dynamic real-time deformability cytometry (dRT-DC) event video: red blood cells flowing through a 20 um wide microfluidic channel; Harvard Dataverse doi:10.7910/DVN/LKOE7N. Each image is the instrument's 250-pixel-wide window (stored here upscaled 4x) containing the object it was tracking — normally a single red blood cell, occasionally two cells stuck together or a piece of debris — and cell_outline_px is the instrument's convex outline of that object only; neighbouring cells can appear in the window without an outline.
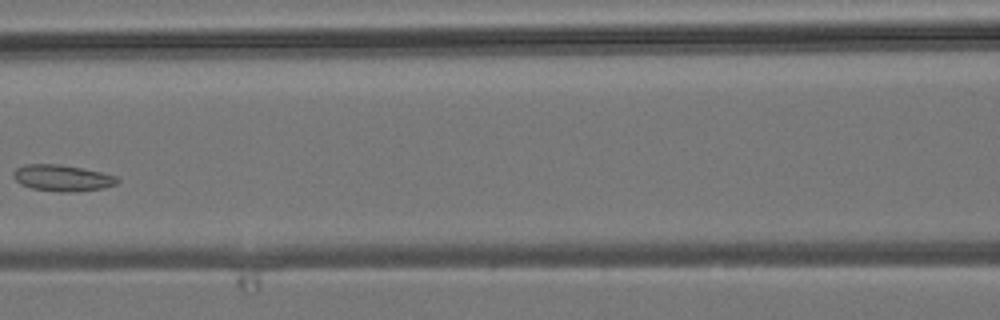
{"species": "common noctule bat (a hibernating species)", "species_latin": "Nyctalus noctula", "temperature_condition": "room temperature", "stored_images_in_passage": 6, "camera_frame_rate_fps": 3000, "um_per_image_px": 0.085, "animal": {"sex": "male", "body_mass_g": 19.2, "forearm_length_mm": 51.8}, "frame": {"image": 1, "passage_image": 6, "time_ms": 5.667, "image_size_px": [1000, 320], "cell_outline_px": [[120, 180], [116, 184], [104, 188], [76, 192], [60, 192], [32, 188], [20, 184], [12, 176], [12, 172], [16, 168], [24, 164], [60, 164], [100, 172], [116, 176]], "centroid_in_image_um": [5.27, 15.13], "position_along_channel_um": 161.3, "area_um2": 16.01}}